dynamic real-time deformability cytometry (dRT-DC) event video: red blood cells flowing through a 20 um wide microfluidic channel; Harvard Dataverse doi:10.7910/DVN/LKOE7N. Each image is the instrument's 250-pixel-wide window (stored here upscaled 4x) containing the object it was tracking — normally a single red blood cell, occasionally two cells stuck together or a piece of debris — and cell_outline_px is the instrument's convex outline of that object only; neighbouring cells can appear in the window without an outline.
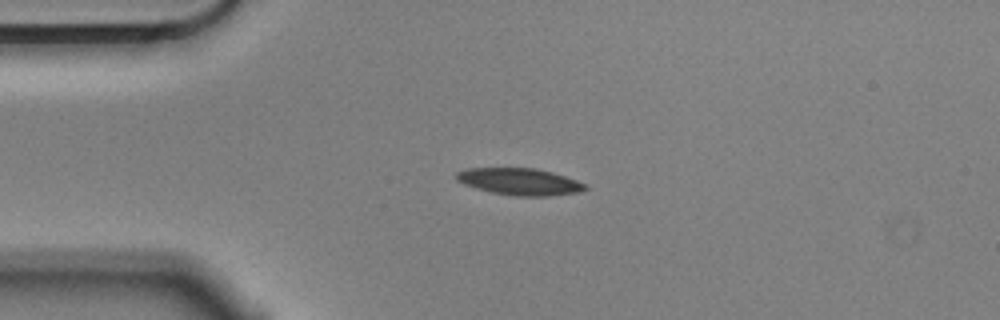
{"species": "Egyptian fruit bat (a non-hibernating species)", "species_latin": "Rousettus aegyptiacus", "temperature_condition": "cold", "stored_images_in_passage": 44, "camera_frame_rate_fps": 3000, "um_per_image_px": 0.085, "animal": {"sex": "male"}, "frame": {"image": 1, "passage_image": 1, "time_ms": 0.0, "image_size_px": [1000, 320], "cell_outline_px": [[588, 188], [580, 192], [548, 196], [516, 196], [492, 192], [476, 188], [464, 184], [456, 180], [456, 172], [464, 168], [536, 168], [552, 172], [588, 184]], "centroid_in_image_um": [44.18, 15.43], "position_along_channel_um": 40.8, "area_um2": 20.23}}
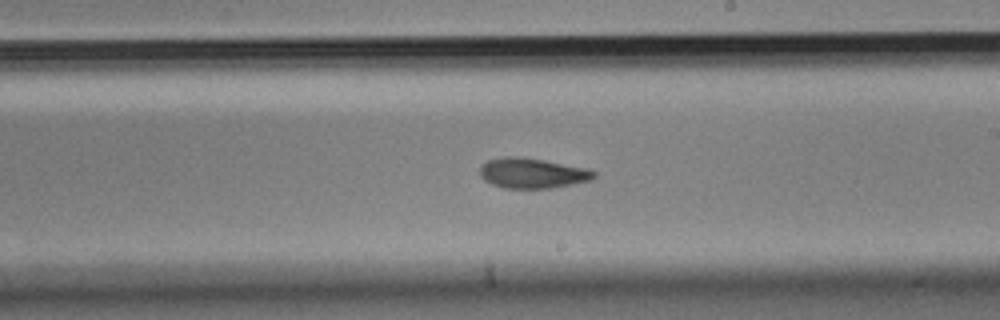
{"frame": {"image": 2, "passage_image": 20, "time_ms": 6.333, "image_size_px": [1000, 320], "cell_outline_px": [[596, 176], [592, 180], [552, 188], [504, 188], [492, 184], [484, 180], [480, 176], [480, 168], [488, 160], [508, 156], [516, 156], [544, 160], [584, 168], [596, 172]], "centroid_in_image_um": [45.24, 14.73], "position_along_channel_um": 243.8, "area_um2": 19.88}}
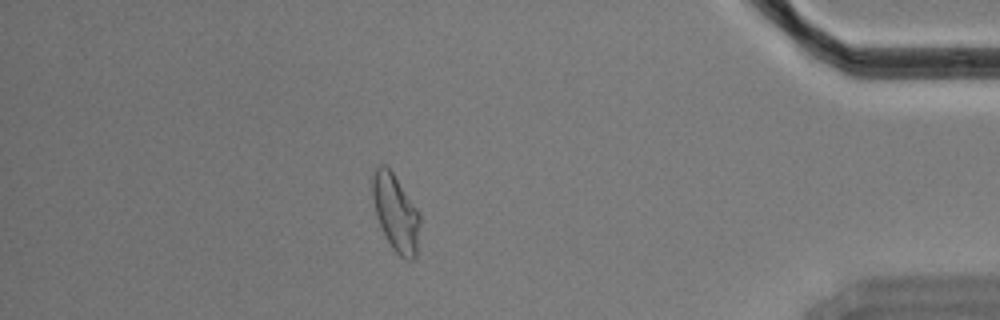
{"frame": {"image": 3, "passage_image": 37, "time_ms": 12.0, "image_size_px": [1000, 320], "cell_outline_px": [[420, 224], [416, 256], [412, 260], [408, 260], [400, 256], [392, 248], [376, 216], [372, 196], [372, 176], [376, 168], [380, 164], [384, 164], [392, 172], [420, 212]], "centroid_in_image_um": [33.64, 18.08], "position_along_channel_um": 401.6, "area_um2": 21.1}, "authors_computed_cell_mechanics": {"area_um2": 20.6635, "velocity_mm_per_s": 3.5392, "shape_relaxation_time_tau1_ms": 5.0508, "shape_relaxation_time_tau2_ms": 4.9604, "deformation_change_tau1": 0.1601, "deformation_change_tau2": 0.1225}}